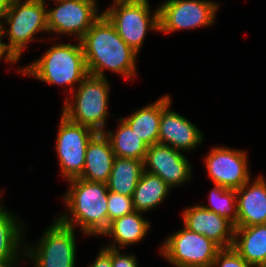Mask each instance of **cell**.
Returning a JSON list of instances; mask_svg holds the SVG:
<instances>
[{
  "mask_svg": "<svg viewBox=\"0 0 266 267\" xmlns=\"http://www.w3.org/2000/svg\"><path fill=\"white\" fill-rule=\"evenodd\" d=\"M79 44H54L39 60L21 69L24 75L49 83L68 85L73 91V83L80 84L89 74L81 41Z\"/></svg>",
  "mask_w": 266,
  "mask_h": 267,
  "instance_id": "3",
  "label": "cell"
},
{
  "mask_svg": "<svg viewBox=\"0 0 266 267\" xmlns=\"http://www.w3.org/2000/svg\"><path fill=\"white\" fill-rule=\"evenodd\" d=\"M90 267H112V248L101 249L95 262Z\"/></svg>",
  "mask_w": 266,
  "mask_h": 267,
  "instance_id": "29",
  "label": "cell"
},
{
  "mask_svg": "<svg viewBox=\"0 0 266 267\" xmlns=\"http://www.w3.org/2000/svg\"><path fill=\"white\" fill-rule=\"evenodd\" d=\"M107 203L109 222L135 211L132 196H124L109 191Z\"/></svg>",
  "mask_w": 266,
  "mask_h": 267,
  "instance_id": "26",
  "label": "cell"
},
{
  "mask_svg": "<svg viewBox=\"0 0 266 267\" xmlns=\"http://www.w3.org/2000/svg\"><path fill=\"white\" fill-rule=\"evenodd\" d=\"M140 214V212L134 211L111 221L109 228L103 234L114 237L115 241L113 245L106 247L116 249L115 243L117 242L120 245L119 248H122L125 245L141 241L147 234L150 223Z\"/></svg>",
  "mask_w": 266,
  "mask_h": 267,
  "instance_id": "21",
  "label": "cell"
},
{
  "mask_svg": "<svg viewBox=\"0 0 266 267\" xmlns=\"http://www.w3.org/2000/svg\"><path fill=\"white\" fill-rule=\"evenodd\" d=\"M13 0H0V17L8 10Z\"/></svg>",
  "mask_w": 266,
  "mask_h": 267,
  "instance_id": "30",
  "label": "cell"
},
{
  "mask_svg": "<svg viewBox=\"0 0 266 267\" xmlns=\"http://www.w3.org/2000/svg\"><path fill=\"white\" fill-rule=\"evenodd\" d=\"M261 267H266V261H265V263Z\"/></svg>",
  "mask_w": 266,
  "mask_h": 267,
  "instance_id": "32",
  "label": "cell"
},
{
  "mask_svg": "<svg viewBox=\"0 0 266 267\" xmlns=\"http://www.w3.org/2000/svg\"><path fill=\"white\" fill-rule=\"evenodd\" d=\"M109 85L105 77L88 74L79 84L75 102L65 100L61 114L70 121L104 132L106 123Z\"/></svg>",
  "mask_w": 266,
  "mask_h": 267,
  "instance_id": "5",
  "label": "cell"
},
{
  "mask_svg": "<svg viewBox=\"0 0 266 267\" xmlns=\"http://www.w3.org/2000/svg\"><path fill=\"white\" fill-rule=\"evenodd\" d=\"M60 121L56 149L62 175L68 180L79 178L84 169L87 145L97 132L70 121L63 114Z\"/></svg>",
  "mask_w": 266,
  "mask_h": 267,
  "instance_id": "9",
  "label": "cell"
},
{
  "mask_svg": "<svg viewBox=\"0 0 266 267\" xmlns=\"http://www.w3.org/2000/svg\"><path fill=\"white\" fill-rule=\"evenodd\" d=\"M170 188L159 176L143 171L132 196L135 211L153 209L166 198Z\"/></svg>",
  "mask_w": 266,
  "mask_h": 267,
  "instance_id": "22",
  "label": "cell"
},
{
  "mask_svg": "<svg viewBox=\"0 0 266 267\" xmlns=\"http://www.w3.org/2000/svg\"><path fill=\"white\" fill-rule=\"evenodd\" d=\"M149 9L148 0H114V6L103 14L123 41L138 53L147 31H159V10L151 14Z\"/></svg>",
  "mask_w": 266,
  "mask_h": 267,
  "instance_id": "6",
  "label": "cell"
},
{
  "mask_svg": "<svg viewBox=\"0 0 266 267\" xmlns=\"http://www.w3.org/2000/svg\"><path fill=\"white\" fill-rule=\"evenodd\" d=\"M232 248L249 265L261 267L266 261V224L235 227Z\"/></svg>",
  "mask_w": 266,
  "mask_h": 267,
  "instance_id": "19",
  "label": "cell"
},
{
  "mask_svg": "<svg viewBox=\"0 0 266 267\" xmlns=\"http://www.w3.org/2000/svg\"><path fill=\"white\" fill-rule=\"evenodd\" d=\"M204 161L209 176L216 185L236 190L250 180L246 152L216 147Z\"/></svg>",
  "mask_w": 266,
  "mask_h": 267,
  "instance_id": "12",
  "label": "cell"
},
{
  "mask_svg": "<svg viewBox=\"0 0 266 267\" xmlns=\"http://www.w3.org/2000/svg\"><path fill=\"white\" fill-rule=\"evenodd\" d=\"M7 210L0 206V267H13L19 258L21 224Z\"/></svg>",
  "mask_w": 266,
  "mask_h": 267,
  "instance_id": "23",
  "label": "cell"
},
{
  "mask_svg": "<svg viewBox=\"0 0 266 267\" xmlns=\"http://www.w3.org/2000/svg\"><path fill=\"white\" fill-rule=\"evenodd\" d=\"M163 244L160 252L176 267H211L221 249L212 240L186 227L170 235Z\"/></svg>",
  "mask_w": 266,
  "mask_h": 267,
  "instance_id": "7",
  "label": "cell"
},
{
  "mask_svg": "<svg viewBox=\"0 0 266 267\" xmlns=\"http://www.w3.org/2000/svg\"><path fill=\"white\" fill-rule=\"evenodd\" d=\"M236 189L237 227L266 224V182L262 176Z\"/></svg>",
  "mask_w": 266,
  "mask_h": 267,
  "instance_id": "16",
  "label": "cell"
},
{
  "mask_svg": "<svg viewBox=\"0 0 266 267\" xmlns=\"http://www.w3.org/2000/svg\"><path fill=\"white\" fill-rule=\"evenodd\" d=\"M209 201L212 204L211 206L205 205L202 207L226 218L237 227L238 214L235 189H229L215 184V187L210 192Z\"/></svg>",
  "mask_w": 266,
  "mask_h": 267,
  "instance_id": "25",
  "label": "cell"
},
{
  "mask_svg": "<svg viewBox=\"0 0 266 267\" xmlns=\"http://www.w3.org/2000/svg\"><path fill=\"white\" fill-rule=\"evenodd\" d=\"M170 102L169 96H164L155 103L139 109L130 117L122 119L148 147L158 144L161 115Z\"/></svg>",
  "mask_w": 266,
  "mask_h": 267,
  "instance_id": "18",
  "label": "cell"
},
{
  "mask_svg": "<svg viewBox=\"0 0 266 267\" xmlns=\"http://www.w3.org/2000/svg\"><path fill=\"white\" fill-rule=\"evenodd\" d=\"M70 188L64 196L72 217L63 215L58 220L74 228V222L86 235H101L110 225L108 220V187L104 182H91L81 178L70 179Z\"/></svg>",
  "mask_w": 266,
  "mask_h": 267,
  "instance_id": "2",
  "label": "cell"
},
{
  "mask_svg": "<svg viewBox=\"0 0 266 267\" xmlns=\"http://www.w3.org/2000/svg\"><path fill=\"white\" fill-rule=\"evenodd\" d=\"M144 171L159 176L170 187L184 184L191 177V166L180 151L162 144L148 147L143 160ZM149 165L150 169H145Z\"/></svg>",
  "mask_w": 266,
  "mask_h": 267,
  "instance_id": "13",
  "label": "cell"
},
{
  "mask_svg": "<svg viewBox=\"0 0 266 267\" xmlns=\"http://www.w3.org/2000/svg\"><path fill=\"white\" fill-rule=\"evenodd\" d=\"M57 7L47 11L48 32L74 34L80 41L92 24L103 14L97 15L96 0H55Z\"/></svg>",
  "mask_w": 266,
  "mask_h": 267,
  "instance_id": "11",
  "label": "cell"
},
{
  "mask_svg": "<svg viewBox=\"0 0 266 267\" xmlns=\"http://www.w3.org/2000/svg\"><path fill=\"white\" fill-rule=\"evenodd\" d=\"M143 171L142 160L115 156L109 180L106 183L108 190L124 196H133Z\"/></svg>",
  "mask_w": 266,
  "mask_h": 267,
  "instance_id": "20",
  "label": "cell"
},
{
  "mask_svg": "<svg viewBox=\"0 0 266 267\" xmlns=\"http://www.w3.org/2000/svg\"><path fill=\"white\" fill-rule=\"evenodd\" d=\"M45 0H13L8 10L0 17L6 19L10 25L9 30L3 29L0 22V36L8 32L9 43H3L4 50L16 62L21 57L26 45L33 41L38 32H48L47 10Z\"/></svg>",
  "mask_w": 266,
  "mask_h": 267,
  "instance_id": "4",
  "label": "cell"
},
{
  "mask_svg": "<svg viewBox=\"0 0 266 267\" xmlns=\"http://www.w3.org/2000/svg\"><path fill=\"white\" fill-rule=\"evenodd\" d=\"M202 133L188 119L168 106L161 115L158 143L177 151L191 150L202 141Z\"/></svg>",
  "mask_w": 266,
  "mask_h": 267,
  "instance_id": "15",
  "label": "cell"
},
{
  "mask_svg": "<svg viewBox=\"0 0 266 267\" xmlns=\"http://www.w3.org/2000/svg\"><path fill=\"white\" fill-rule=\"evenodd\" d=\"M80 41L90 75L106 77L103 71L110 69L125 78L135 76L137 53L123 41L104 14Z\"/></svg>",
  "mask_w": 266,
  "mask_h": 267,
  "instance_id": "1",
  "label": "cell"
},
{
  "mask_svg": "<svg viewBox=\"0 0 266 267\" xmlns=\"http://www.w3.org/2000/svg\"><path fill=\"white\" fill-rule=\"evenodd\" d=\"M75 242L74 228L63 225L57 219L35 248L28 247L26 255L33 258L34 267H74Z\"/></svg>",
  "mask_w": 266,
  "mask_h": 267,
  "instance_id": "8",
  "label": "cell"
},
{
  "mask_svg": "<svg viewBox=\"0 0 266 267\" xmlns=\"http://www.w3.org/2000/svg\"><path fill=\"white\" fill-rule=\"evenodd\" d=\"M2 37L0 36V59L5 55V60L11 63H15V61L8 55V53L4 50L3 42L1 41Z\"/></svg>",
  "mask_w": 266,
  "mask_h": 267,
  "instance_id": "31",
  "label": "cell"
},
{
  "mask_svg": "<svg viewBox=\"0 0 266 267\" xmlns=\"http://www.w3.org/2000/svg\"><path fill=\"white\" fill-rule=\"evenodd\" d=\"M183 220L184 227L204 235L220 248L232 247L235 226L226 218L198 205L185 209Z\"/></svg>",
  "mask_w": 266,
  "mask_h": 267,
  "instance_id": "14",
  "label": "cell"
},
{
  "mask_svg": "<svg viewBox=\"0 0 266 267\" xmlns=\"http://www.w3.org/2000/svg\"><path fill=\"white\" fill-rule=\"evenodd\" d=\"M218 4L205 0H168L159 10V31L174 32L214 23Z\"/></svg>",
  "mask_w": 266,
  "mask_h": 267,
  "instance_id": "10",
  "label": "cell"
},
{
  "mask_svg": "<svg viewBox=\"0 0 266 267\" xmlns=\"http://www.w3.org/2000/svg\"><path fill=\"white\" fill-rule=\"evenodd\" d=\"M114 159L115 154L109 138L104 132H97L87 145L84 169L79 178L107 183Z\"/></svg>",
  "mask_w": 266,
  "mask_h": 267,
  "instance_id": "17",
  "label": "cell"
},
{
  "mask_svg": "<svg viewBox=\"0 0 266 267\" xmlns=\"http://www.w3.org/2000/svg\"><path fill=\"white\" fill-rule=\"evenodd\" d=\"M112 267H138L134 255H122L119 249L112 248Z\"/></svg>",
  "mask_w": 266,
  "mask_h": 267,
  "instance_id": "28",
  "label": "cell"
},
{
  "mask_svg": "<svg viewBox=\"0 0 266 267\" xmlns=\"http://www.w3.org/2000/svg\"><path fill=\"white\" fill-rule=\"evenodd\" d=\"M119 122H121V124L116 133L104 131V134L110 140L115 156L143 161L148 146L133 132L123 119Z\"/></svg>",
  "mask_w": 266,
  "mask_h": 267,
  "instance_id": "24",
  "label": "cell"
},
{
  "mask_svg": "<svg viewBox=\"0 0 266 267\" xmlns=\"http://www.w3.org/2000/svg\"><path fill=\"white\" fill-rule=\"evenodd\" d=\"M254 267L249 265L232 247L221 248L211 267Z\"/></svg>",
  "mask_w": 266,
  "mask_h": 267,
  "instance_id": "27",
  "label": "cell"
}]
</instances>
